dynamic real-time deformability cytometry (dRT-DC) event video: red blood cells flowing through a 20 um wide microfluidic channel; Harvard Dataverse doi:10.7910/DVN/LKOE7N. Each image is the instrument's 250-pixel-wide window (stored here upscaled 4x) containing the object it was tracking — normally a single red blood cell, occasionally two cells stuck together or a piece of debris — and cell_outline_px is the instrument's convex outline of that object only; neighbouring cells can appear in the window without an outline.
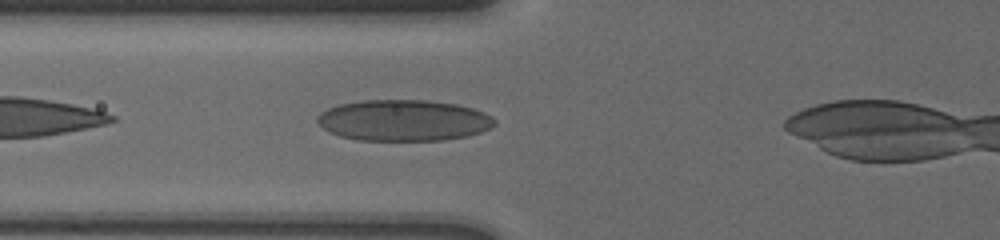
{"species": "human", "species_latin": "Homo sapiens", "temperature_condition": "cold", "stored_images_in_passage": 35, "camera_frame_rate_fps": 3000, "um_per_image_px": 0.085, "donor": {"sex": "male"}, "frame": {"image": 1, "passage_image": 6, "time_ms": 1.667, "image_size_px": [1000, 240], "cell_outline_px": [[496, 124], [480, 132], [468, 136], [444, 140], [356, 140], [340, 136], [328, 132], [316, 120], [320, 112], [328, 108], [340, 104], [364, 100], [428, 100], [456, 104], [472, 108], [484, 112], [492, 116], [496, 120]], "centroid_in_image_um": [34.31, 10.23], "position_along_channel_um": 91.5, "area_um2": 42.6}}
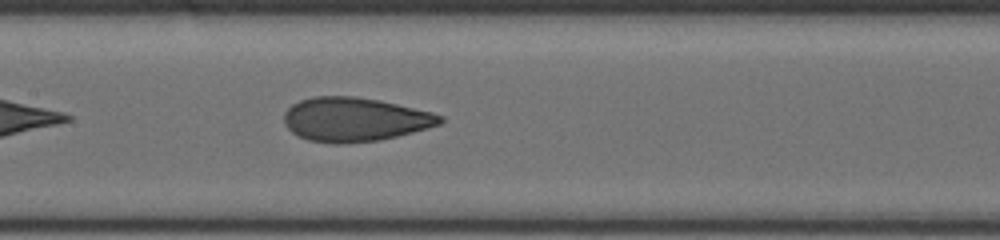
{"frame": {"image": 2, "passage_image": 13, "time_ms": 4.0, "image_size_px": [1000, 240], "cell_outline_px": [[444, 120], [440, 124], [428, 128], [380, 140], [344, 144], [332, 144], [308, 140], [292, 132], [284, 124], [284, 112], [292, 104], [300, 100], [312, 96], [356, 96], [380, 100], [432, 112], [444, 116]], "centroid_in_image_um": [30.14, 10.15], "position_along_channel_um": 177.3, "area_um2": 40.23}}
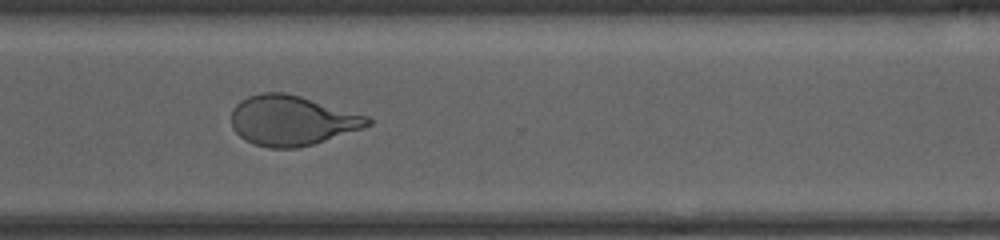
{"frame": {"image": 3, "passage_image": 27, "time_ms": 8.667, "image_size_px": [1000, 240], "cell_outline_px": [[372, 124], [312, 144], [296, 148], [268, 148], [244, 140], [232, 128], [232, 108], [240, 100], [248, 96], [264, 92], [284, 92], [300, 96], [368, 116], [372, 120]], "centroid_in_image_um": [24.76, 10.23], "position_along_channel_um": 345.8, "area_um2": 39.3}}